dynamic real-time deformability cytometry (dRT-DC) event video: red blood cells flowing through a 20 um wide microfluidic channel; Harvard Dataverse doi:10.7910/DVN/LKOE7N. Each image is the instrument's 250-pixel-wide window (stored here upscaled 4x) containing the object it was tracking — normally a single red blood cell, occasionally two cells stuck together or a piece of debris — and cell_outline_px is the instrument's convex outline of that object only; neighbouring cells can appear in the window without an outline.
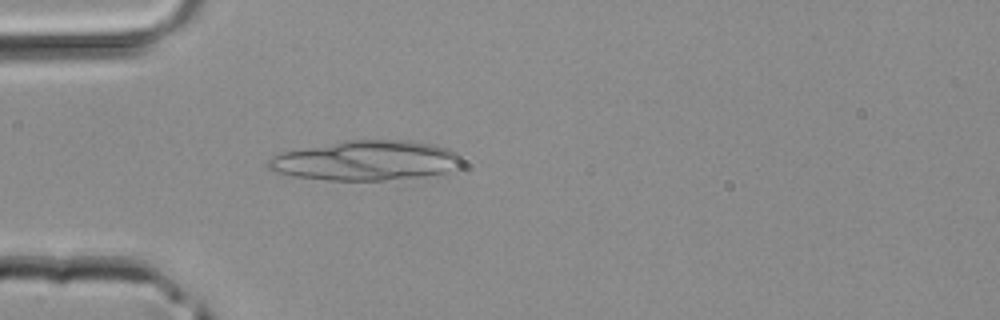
{"species": "common noctule bat (a hibernating species)", "species_latin": "Nyctalus noctula", "temperature_condition": "room temperature", "stored_images_in_passage": 31, "camera_frame_rate_fps": 3000, "um_per_image_px": 0.085, "animal": {"sex": "male", "body_mass_g": 20.4}, "frame": {"image": 1, "passage_image": 2, "time_ms": 0.333, "image_size_px": [1000, 320], "cell_outline_px": [[464, 164], [460, 168], [448, 172], [424, 176], [384, 180], [328, 180], [296, 176], [280, 172], [268, 168], [264, 164], [272, 156], [280, 152], [348, 140], [404, 140], [436, 144], [448, 148], [456, 152], [464, 160]], "centroid_in_image_um": [31.19, 13.64], "position_along_channel_um": 53.8, "area_um2": 45.08}}
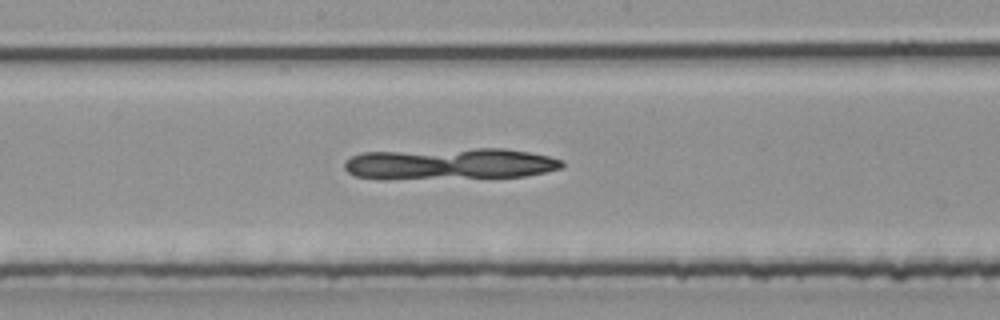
{"frame": {"image": 2, "passage_image": 12, "time_ms": 3.667, "image_size_px": [1000, 320], "cell_outline_px": [[564, 168], [528, 176], [388, 180], [384, 180], [356, 176], [348, 172], [344, 168], [344, 164], [352, 156], [364, 152], [476, 148], [504, 148], [528, 152], [548, 156], [564, 160]], "centroid_in_image_um": [38.26, 13.94], "position_along_channel_um": 209.9, "area_um2": 40.52}}
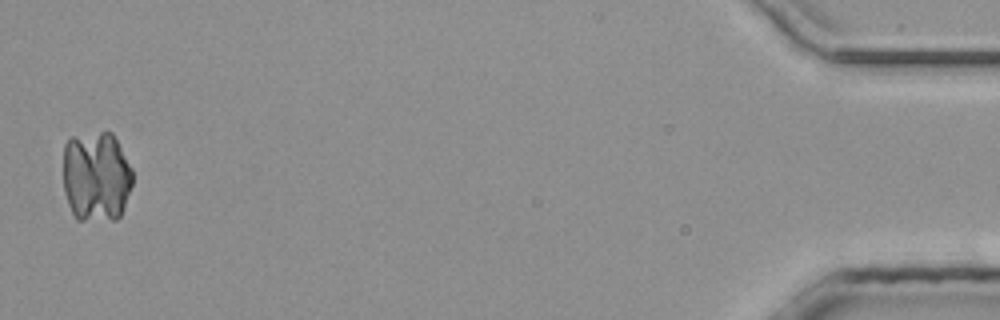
{"frame": {"image": 3, "passage_image": 31, "time_ms": 10.0, "image_size_px": [1000, 320], "cell_outline_px": [[132, 184], [120, 216], [116, 220], [76, 220], [68, 204], [64, 192], [64, 144], [68, 136], [100, 132], [112, 132], [132, 168]], "centroid_in_image_um": [8.16, 15.0], "position_along_channel_um": 427.0, "area_um2": 37.05}}